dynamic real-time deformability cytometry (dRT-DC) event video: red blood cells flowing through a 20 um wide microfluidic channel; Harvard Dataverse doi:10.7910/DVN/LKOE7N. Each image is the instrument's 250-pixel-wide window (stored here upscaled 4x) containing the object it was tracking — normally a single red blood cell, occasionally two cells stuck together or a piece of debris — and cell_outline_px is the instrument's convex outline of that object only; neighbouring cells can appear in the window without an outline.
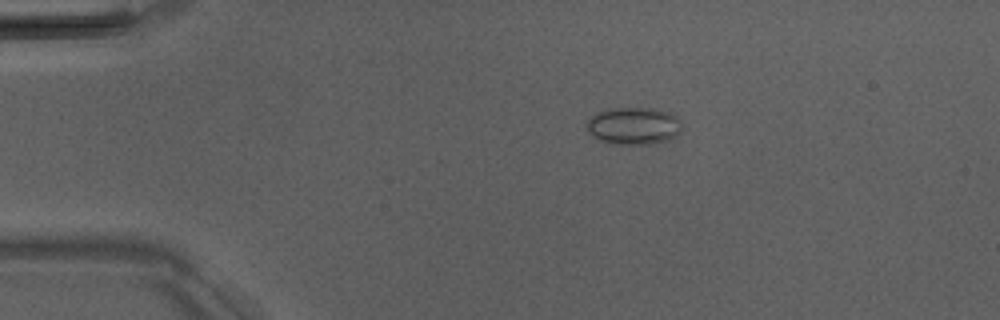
{"species": "Egyptian fruit bat (a non-hibernating species)", "species_latin": "Rousettus aegyptiacus", "temperature_condition": "room temperature", "stored_images_in_passage": 4, "camera_frame_rate_fps": 3000, "um_per_image_px": 0.085, "animal": {"sex": "male"}, "frame": {"image": 1, "passage_image": 1, "time_ms": 0.0, "image_size_px": [1000, 320], "cell_outline_px": [[684, 128], [676, 136], [668, 140], [652, 144], [616, 144], [600, 140], [592, 136], [588, 132], [584, 124], [592, 116], [608, 108], [660, 108], [672, 112], [684, 124]], "centroid_in_image_um": [53.92, 10.69], "position_along_channel_um": 31.1, "area_um2": 21.21}}